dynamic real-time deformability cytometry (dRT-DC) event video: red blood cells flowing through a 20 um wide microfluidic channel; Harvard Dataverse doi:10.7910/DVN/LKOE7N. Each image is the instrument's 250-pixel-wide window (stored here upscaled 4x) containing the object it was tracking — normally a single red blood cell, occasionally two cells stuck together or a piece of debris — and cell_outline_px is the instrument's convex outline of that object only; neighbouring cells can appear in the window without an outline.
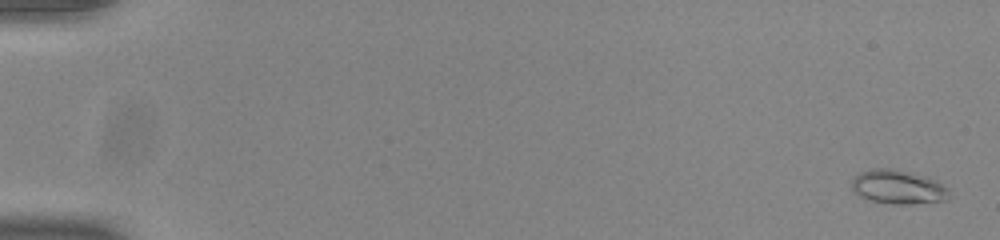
{"species": "common noctule bat (a hibernating species)", "species_latin": "Nyctalus noctula", "temperature_condition": "room temperature", "stored_images_in_passage": 54, "camera_frame_rate_fps": 3000, "um_per_image_px": 0.085, "animal": {"sex": "male", "body_mass_g": 20.0, "forearm_length_mm": 53.3}, "frame": {"image": 1, "passage_image": 2, "time_ms": 0.333, "image_size_px": [1000, 240], "cell_outline_px": [[952, 196], [944, 200], [912, 204], [892, 204], [868, 200], [860, 196], [852, 188], [852, 176], [860, 172], [872, 168], [892, 168], [912, 172], [936, 180], [948, 188]], "centroid_in_image_um": [76.33, 15.89], "position_along_channel_um": 8.7, "area_um2": 19.54}}
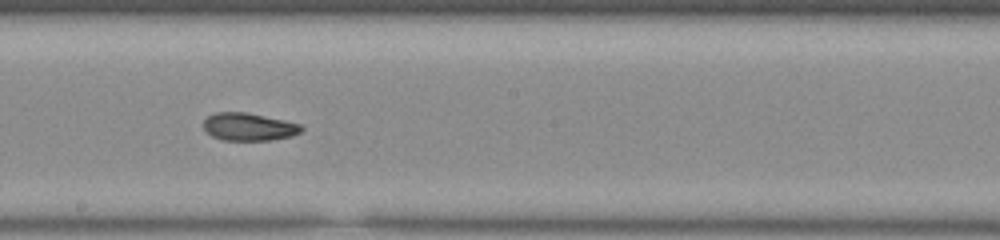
{"frame": {"image": 2, "passage_image": 32, "time_ms": 10.333, "image_size_px": [1000, 240], "cell_outline_px": [[304, 128], [300, 132], [292, 136], [272, 140], [224, 140], [212, 136], [204, 128], [204, 120], [208, 116], [216, 112], [244, 112], [284, 120], [300, 124]], "centroid_in_image_um": [21.16, 10.78], "position_along_channel_um": 227.0, "area_um2": 15.66}}
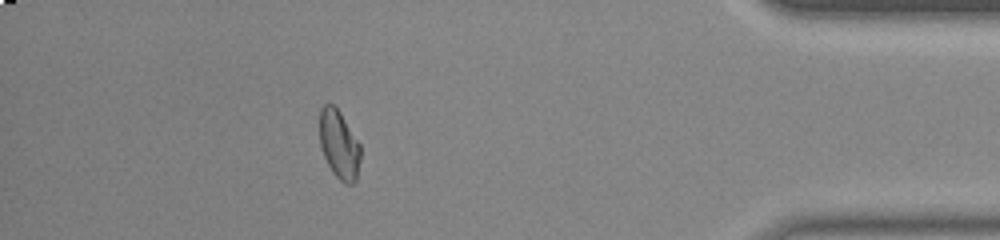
{"frame": {"image": 3, "passage_image": 49, "time_ms": 16.0, "image_size_px": [1000, 240], "cell_outline_px": [[360, 160], [356, 180], [352, 184], [344, 184], [332, 172], [324, 156], [320, 144], [320, 108], [324, 104], [332, 104], [340, 112], [360, 144]], "centroid_in_image_um": [28.82, 12.3], "position_along_channel_um": 406.4, "area_um2": 16.24}, "authors_computed_cell_mechanics": {"area_um2": 16.4441, "velocity_mm_per_s": 3.8946, "shape_relaxation_time_tau1_ms": null, "shape_relaxation_time_tau2_ms": 3.1215, "deformation_change_tau1": null, "deformation_change_tau2": 0.0752}}